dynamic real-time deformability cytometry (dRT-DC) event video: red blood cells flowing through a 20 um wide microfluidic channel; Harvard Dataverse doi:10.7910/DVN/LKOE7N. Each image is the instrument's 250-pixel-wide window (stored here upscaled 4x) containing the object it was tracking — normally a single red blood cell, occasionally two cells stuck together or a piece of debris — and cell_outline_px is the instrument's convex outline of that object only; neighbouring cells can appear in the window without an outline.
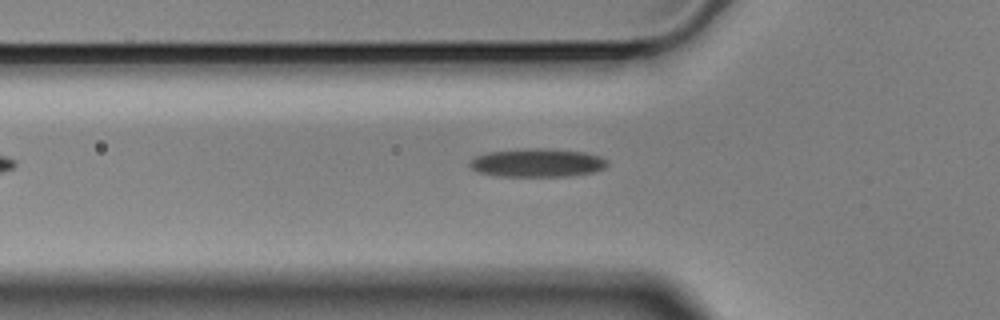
{"species": "Egyptian fruit bat (a non-hibernating species)", "species_latin": "Rousettus aegyptiacus", "temperature_condition": "cold", "stored_images_in_passage": 45, "camera_frame_rate_fps": 3000, "um_per_image_px": 0.085, "animal": {"sex": "male"}, "frame": {"image": 1, "passage_image": 12, "time_ms": 3.667, "image_size_px": [1000, 320], "cell_outline_px": [[608, 164], [604, 168], [592, 172], [568, 176], [496, 176], [476, 172], [468, 164], [476, 156], [488, 152], [536, 148], [540, 148], [584, 152], [600, 156], [608, 160]], "centroid_in_image_um": [45.66, 13.84], "position_along_channel_um": 80.1, "area_um2": 22.6}}
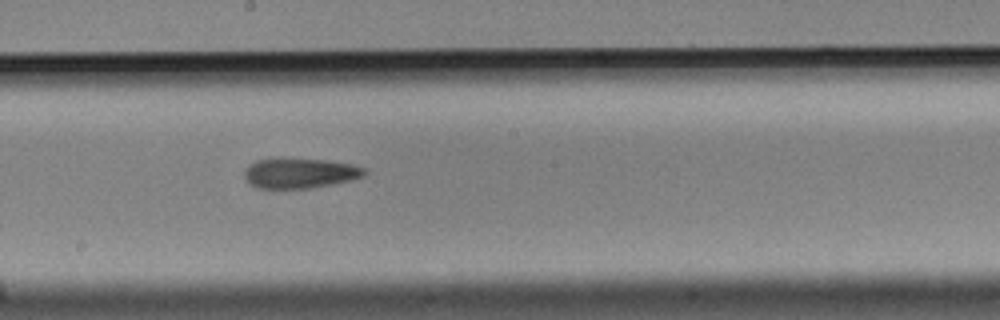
{"frame": {"image": 2, "passage_image": 24, "time_ms": 7.667, "image_size_px": [1000, 320], "cell_outline_px": [[368, 172], [364, 176], [332, 184], [312, 188], [256, 188], [248, 184], [244, 176], [244, 172], [248, 164], [256, 160], [276, 156], [324, 160], [352, 164], [364, 168]], "centroid_in_image_um": [25.41, 14.69], "position_along_channel_um": 222.8, "area_um2": 21.62}}
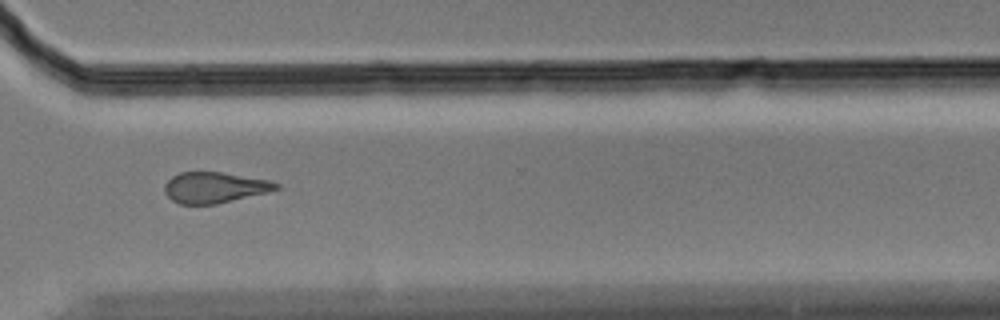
{"frame": {"image": 3, "passage_image": 35, "time_ms": 11.333, "image_size_px": [1000, 320], "cell_outline_px": [[280, 188], [268, 192], [216, 204], [180, 204], [172, 200], [164, 192], [164, 184], [172, 176], [180, 172], [220, 172], [272, 180], [280, 184]], "centroid_in_image_um": [18.25, 15.93], "position_along_channel_um": 352.4, "area_um2": 20.11}}